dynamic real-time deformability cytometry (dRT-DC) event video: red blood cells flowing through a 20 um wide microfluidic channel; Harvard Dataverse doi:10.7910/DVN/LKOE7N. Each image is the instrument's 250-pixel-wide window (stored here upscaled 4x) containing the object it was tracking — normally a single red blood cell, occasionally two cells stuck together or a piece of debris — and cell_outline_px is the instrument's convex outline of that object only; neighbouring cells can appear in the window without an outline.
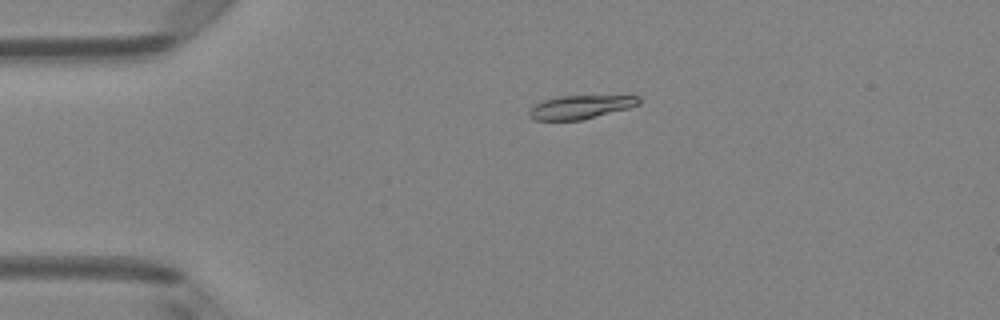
{"species": "Egyptian fruit bat (a non-hibernating species)", "species_latin": "Rousettus aegyptiacus", "temperature_condition": "room temperature", "stored_images_in_passage": 49, "camera_frame_rate_fps": 3000, "um_per_image_px": 0.085, "animal": {"sex": "female"}, "frame": {"image": 1, "passage_image": 11, "time_ms": 3.333, "image_size_px": [1000, 320], "cell_outline_px": [[640, 104], [628, 108], [580, 120], [536, 120], [528, 116], [528, 112], [536, 104], [544, 100], [560, 96], [640, 96]], "centroid_in_image_um": [49.33, 9.1], "position_along_channel_um": 35.7, "area_um2": 14.74}}
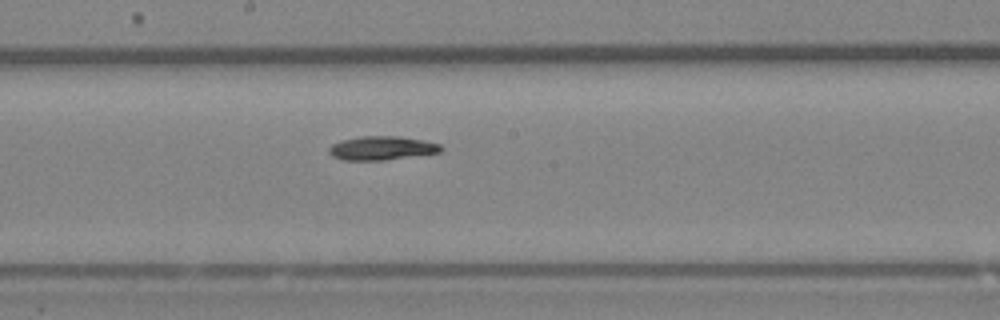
{"frame": {"image": 2, "passage_image": 27, "time_ms": 8.667, "image_size_px": [1000, 320], "cell_outline_px": [[444, 148], [440, 152], [384, 160], [340, 160], [332, 156], [328, 152], [328, 148], [332, 144], [340, 140], [360, 136], [396, 136], [420, 140], [440, 144]], "centroid_in_image_um": [32.39, 12.59], "position_along_channel_um": 215.8, "area_um2": 15.49}}
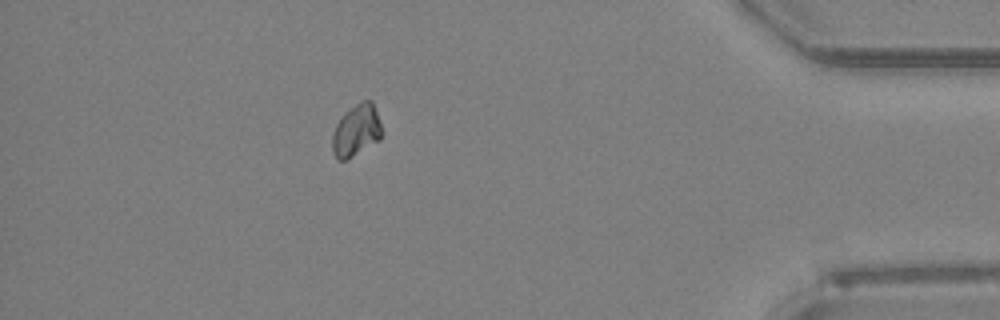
{"frame": {"image": 3, "passage_image": 44, "time_ms": 14.333, "image_size_px": [1000, 320], "cell_outline_px": [[384, 132], [380, 140], [344, 160], [336, 160], [332, 152], [332, 136], [336, 124], [344, 112], [360, 100], [372, 100]], "centroid_in_image_um": [30.29, 11.07], "position_along_channel_um": 404.9, "area_um2": 15.14}}